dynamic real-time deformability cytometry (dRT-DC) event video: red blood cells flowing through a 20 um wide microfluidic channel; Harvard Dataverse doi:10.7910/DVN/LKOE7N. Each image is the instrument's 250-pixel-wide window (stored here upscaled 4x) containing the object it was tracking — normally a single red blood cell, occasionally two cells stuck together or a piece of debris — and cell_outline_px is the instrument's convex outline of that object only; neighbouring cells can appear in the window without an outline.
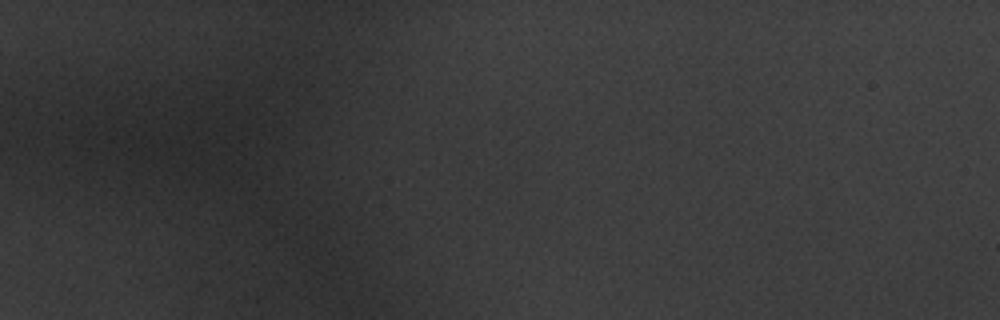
{"species": "common noctule bat (a hibernating species)", "species_latin": "Nyctalus noctula", "temperature_condition": "warm", "stored_images_in_passage": 2, "camera_frame_rate_fps": 3000, "um_per_image_px": 0.085, "animal": {"sex": "male", "body_mass_g": 20.1, "forearm_length_mm": 53.5}, "frame": {"image": 1, "passage_image": 1, "time_ms": 0.0, "image_size_px": [1000, 320], "cell_outline_px": [[376, 244], [368, 260], [364, 264], [352, 272], [348, 272], [332, 264], [308, 236], [308, 224], [332, 216]], "centroid_in_image_um": [28.96, 20.71], "position_along_channel_um": 56.0, "area_um2": 16.3}}